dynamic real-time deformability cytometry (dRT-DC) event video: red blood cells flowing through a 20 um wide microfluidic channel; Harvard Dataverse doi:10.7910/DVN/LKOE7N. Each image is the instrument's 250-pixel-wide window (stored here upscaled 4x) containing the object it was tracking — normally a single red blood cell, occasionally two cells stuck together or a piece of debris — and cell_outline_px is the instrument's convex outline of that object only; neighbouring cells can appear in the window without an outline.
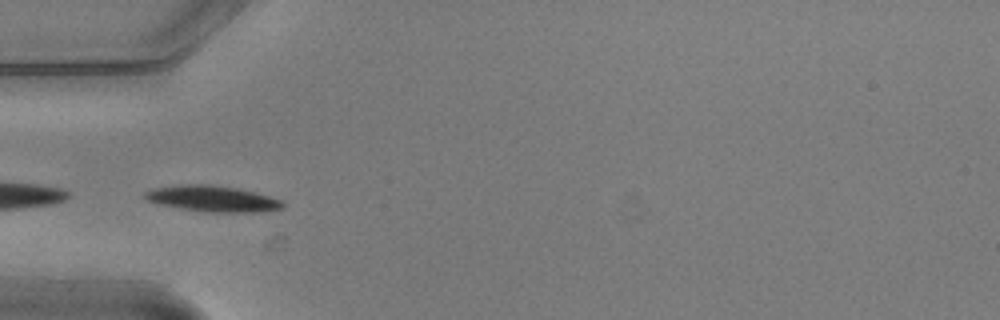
{"species": "common noctule bat (a hibernating species)", "species_latin": "Nyctalus noctula", "temperature_condition": "warm", "stored_images_in_passage": 4, "camera_frame_rate_fps": 3000, "um_per_image_px": 0.085, "animal": {"sex": "male", "body_mass_g": 20.5, "forearm_length_mm": 52.5}, "frame": {"image": 1, "passage_image": 2, "time_ms": 0.333, "image_size_px": [1000, 320], "cell_outline_px": [[284, 208], [260, 212], [204, 212], [180, 208], [160, 204], [148, 200], [144, 196], [144, 192], [152, 188], [180, 184], [208, 184], [236, 188], [268, 196], [280, 200], [284, 204]], "centroid_in_image_um": [18.03, 16.89], "position_along_channel_um": 67.0, "area_um2": 20.75}}
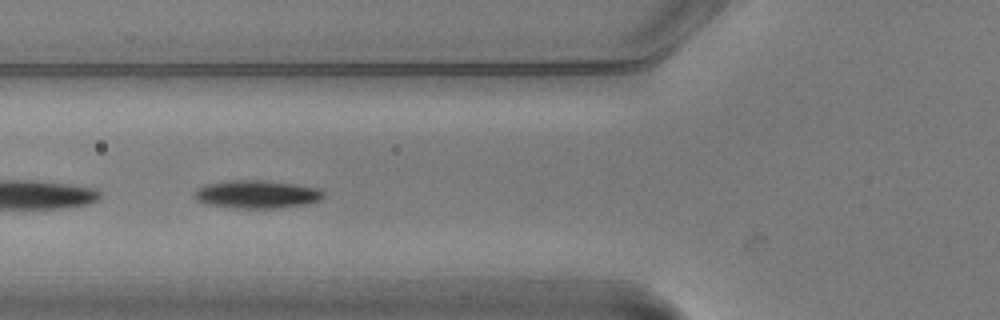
{"frame": {"image": 2, "passage_image": 3, "time_ms": 0.667, "image_size_px": [1000, 320], "cell_outline_px": [[324, 196], [320, 200], [304, 204], [276, 208], [244, 208], [208, 204], [196, 200], [196, 192], [200, 188], [208, 184], [228, 180], [264, 180], [296, 184], [320, 188], [324, 192]], "centroid_in_image_um": [21.9, 16.5], "position_along_channel_um": 103.9, "area_um2": 20.75}}
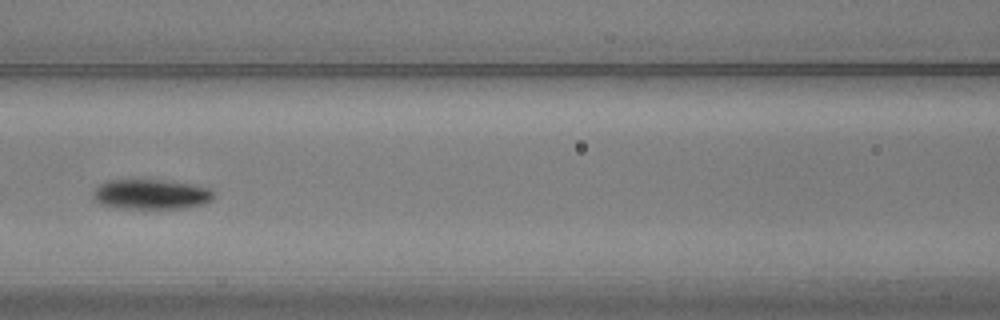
{"frame": {"image": 3, "passage_image": 4, "time_ms": 1.0, "image_size_px": [1000, 320], "cell_outline_px": [[216, 196], [212, 200], [204, 204], [184, 208], [124, 208], [100, 204], [96, 200], [92, 192], [100, 184], [108, 180], [164, 180], [212, 188], [216, 192]], "centroid_in_image_um": [12.91, 16.51], "position_along_channel_um": 153.7, "area_um2": 21.04}}